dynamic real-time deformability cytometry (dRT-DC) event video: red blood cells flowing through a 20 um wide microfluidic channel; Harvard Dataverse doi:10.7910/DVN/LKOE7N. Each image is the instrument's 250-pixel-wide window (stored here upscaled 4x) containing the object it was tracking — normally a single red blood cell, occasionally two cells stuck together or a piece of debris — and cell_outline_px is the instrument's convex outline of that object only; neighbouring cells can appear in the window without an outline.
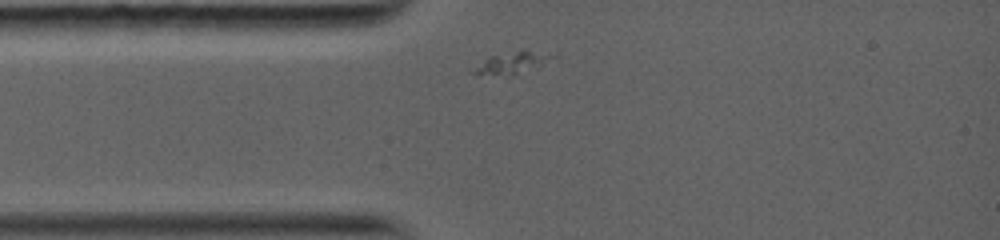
{"species": "common noctule bat (a hibernating species)", "species_latin": "Nyctalus noctula", "temperature_condition": "warm", "stored_images_in_passage": 6, "camera_frame_rate_fps": 5000, "um_per_image_px": 0.085, "animal": {"sex": "female", "body_mass_g": 19.0, "forearm_length_mm": 56.7}, "frame": {"image": 1, "passage_image": 1, "time_ms": 0.0, "image_size_px": [1000, 240], "cell_outline_px": [[560, 60], [516, 72], [476, 76], [468, 72], [488, 56], [520, 48], [524, 48], [560, 56]], "centroid_in_image_um": [43.59, 5.26], "position_along_channel_um": 41.4, "area_um2": 10.46}}